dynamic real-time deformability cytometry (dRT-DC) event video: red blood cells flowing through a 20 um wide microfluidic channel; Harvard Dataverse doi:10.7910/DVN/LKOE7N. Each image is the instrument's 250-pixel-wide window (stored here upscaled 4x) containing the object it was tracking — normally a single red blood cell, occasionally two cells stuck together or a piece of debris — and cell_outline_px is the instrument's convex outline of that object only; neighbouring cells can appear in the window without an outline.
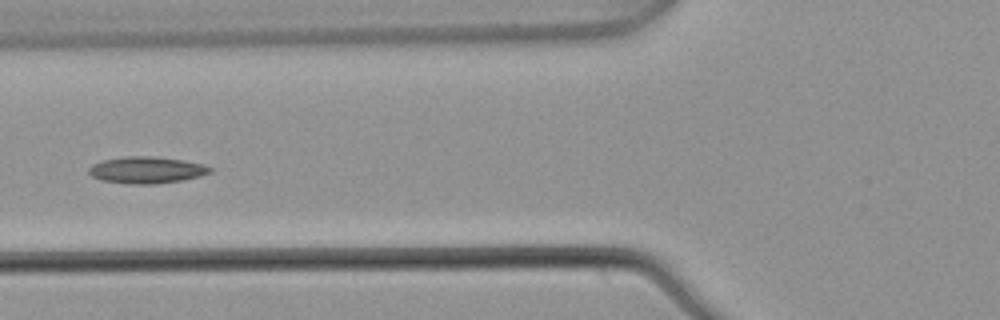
{"species": "common noctule bat (a hibernating species)", "species_latin": "Nyctalus noctula", "temperature_condition": "warm", "stored_images_in_passage": 7, "camera_frame_rate_fps": 3000, "um_per_image_px": 0.085, "animal": {"sex": "male", "body_mass_g": 21.5, "forearm_length_mm": 52.0}, "frame": {"image": 1, "passage_image": 6, "time_ms": 1.667, "image_size_px": [1000, 320], "cell_outline_px": [[212, 172], [200, 176], [180, 180], [152, 184], [128, 184], [100, 180], [92, 176], [88, 172], [88, 168], [92, 164], [104, 160], [124, 156], [152, 156], [180, 160], [204, 164], [212, 168]], "centroid_in_image_um": [12.43, 14.45], "position_along_channel_um": 113.4, "area_um2": 18.79}}
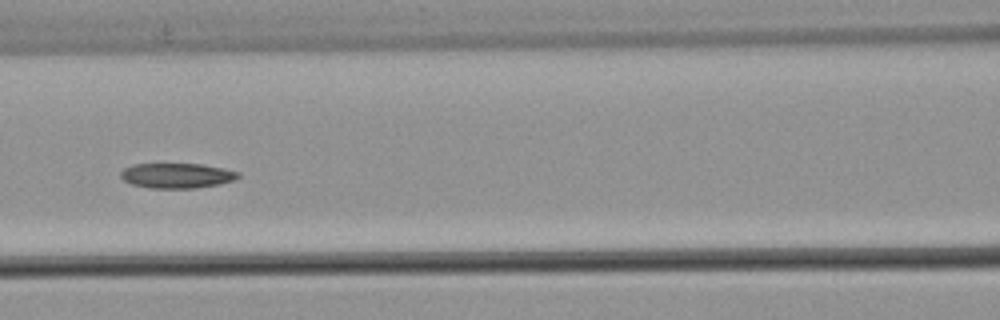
{"frame": {"image": 2, "passage_image": 7, "time_ms": 2.0, "image_size_px": [1000, 320], "cell_outline_px": [[240, 176], [236, 180], [196, 188], [148, 188], [132, 184], [124, 180], [120, 176], [120, 172], [124, 168], [132, 164], [200, 164], [224, 168], [240, 172]], "centroid_in_image_um": [15.03, 14.92], "position_along_channel_um": 151.6, "area_um2": 17.17}}